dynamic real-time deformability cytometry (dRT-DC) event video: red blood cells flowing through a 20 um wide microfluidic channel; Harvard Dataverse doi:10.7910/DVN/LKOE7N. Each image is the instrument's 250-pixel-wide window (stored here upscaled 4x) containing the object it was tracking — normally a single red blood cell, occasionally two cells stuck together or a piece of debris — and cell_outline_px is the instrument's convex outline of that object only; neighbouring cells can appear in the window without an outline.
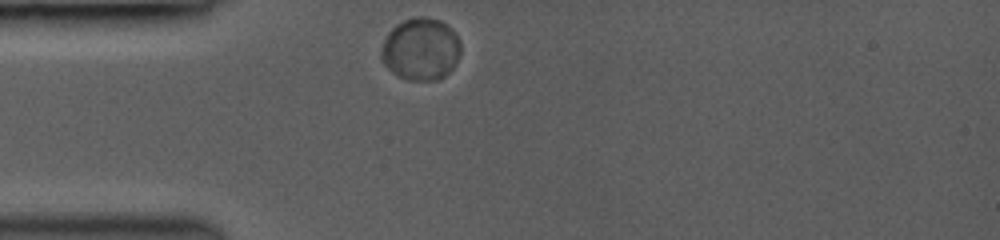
{"species": "common noctule bat (a hibernating species)", "species_latin": "Nyctalus noctula", "temperature_condition": "room temperature", "stored_images_in_passage": 33, "camera_frame_rate_fps": 3000, "um_per_image_px": 0.085, "animal": {"sex": "female", "body_mass_g": 19.0, "forearm_length_mm": 53.3}, "frame": {"image": 1, "passage_image": 1, "time_ms": 0.0, "image_size_px": [1000, 240], "cell_outline_px": [[460, 52], [456, 64], [444, 76], [436, 80], [408, 80], [392, 72], [380, 60], [380, 52], [384, 40], [388, 32], [396, 24], [404, 20], [416, 16], [420, 16], [440, 20], [452, 28], [456, 32], [460, 40]], "centroid_in_image_um": [35.77, 4.16], "position_along_channel_um": 49.2, "area_um2": 29.07}}
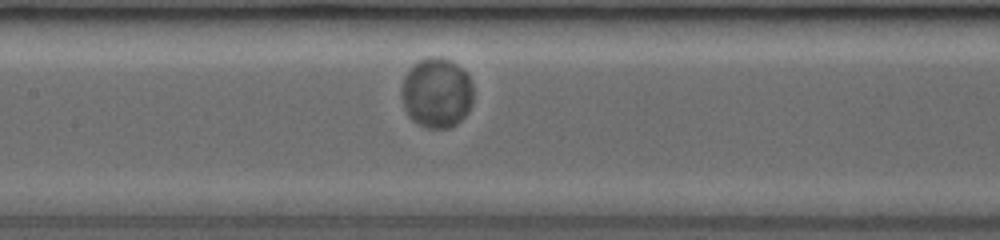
{"frame": {"image": 2, "passage_image": 17, "time_ms": 3.333, "image_size_px": [1000, 240], "cell_outline_px": [[472, 104], [468, 112], [456, 124], [448, 128], [428, 128], [412, 120], [408, 116], [400, 92], [400, 88], [404, 76], [408, 68], [416, 60], [428, 56], [440, 56], [452, 60], [468, 72], [472, 84]], "centroid_in_image_um": [37.11, 7.84], "position_along_channel_um": 170.3, "area_um2": 29.94}}
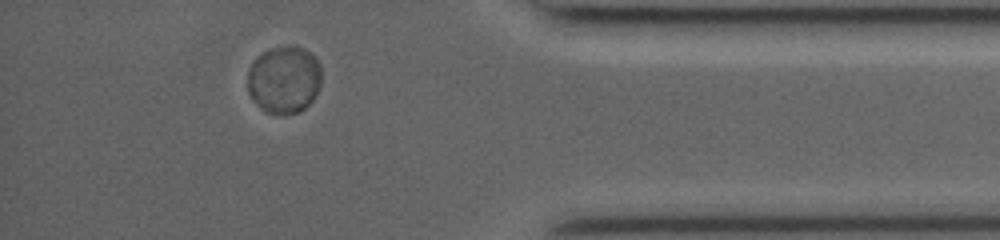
{"frame": {"image": 3, "passage_image": 30, "time_ms": 9.667, "image_size_px": [1000, 240], "cell_outline_px": [[320, 84], [312, 100], [300, 112], [284, 116], [280, 116], [264, 112], [256, 104], [248, 92], [248, 68], [252, 60], [256, 56], [268, 48], [284, 44], [292, 44], [304, 48], [312, 52], [316, 56], [320, 64]], "centroid_in_image_um": [24.13, 6.74], "position_along_channel_um": 411.1, "area_um2": 30.06}, "authors_computed_cell_mechanics": {"area_um2": 29.0734, "velocity_mm_per_s": 3.9988, "shape_relaxation_time_tau1_ms": 1.1434, "shape_relaxation_time_tau2_ms": null, "deformation_change_tau1": 0.014, "deformation_change_tau2": null}}